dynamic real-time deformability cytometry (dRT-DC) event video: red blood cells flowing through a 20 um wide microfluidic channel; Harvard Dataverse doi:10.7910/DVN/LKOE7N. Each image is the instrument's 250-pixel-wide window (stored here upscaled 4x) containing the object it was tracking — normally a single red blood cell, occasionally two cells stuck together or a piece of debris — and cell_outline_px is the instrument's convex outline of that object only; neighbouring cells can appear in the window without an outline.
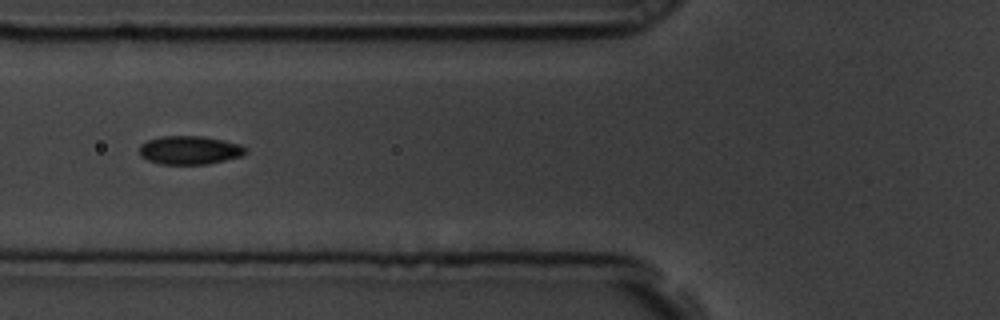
{"species": "common noctule bat (a hibernating species)", "species_latin": "Nyctalus noctula", "temperature_condition": "room temperature", "stored_images_in_passage": 40, "camera_frame_rate_fps": 3000, "um_per_image_px": 0.085, "animal": {"sex": "male", "body_mass_g": 19.5, "forearm_length_mm": 54.6}, "frame": {"image": 1, "passage_image": 7, "time_ms": 2.0, "image_size_px": [1000, 320], "cell_outline_px": [[248, 152], [240, 156], [208, 164], [160, 164], [148, 160], [140, 156], [140, 144], [148, 140], [160, 136], [204, 136], [240, 144], [248, 148]], "centroid_in_image_um": [16.12, 12.76], "position_along_channel_um": 109.7, "area_um2": 17.69}, "authors_computed_cell_mechanics": {"area_um2": 17.1377, "velocity_mm_per_s": 3.5595, "shape_relaxation_time_tau1_ms": 4.8339, "shape_relaxation_time_tau2_ms": 2.0199, "deformation_change_tau1": 0.1087, "deformation_change_tau2": 0.0685}}